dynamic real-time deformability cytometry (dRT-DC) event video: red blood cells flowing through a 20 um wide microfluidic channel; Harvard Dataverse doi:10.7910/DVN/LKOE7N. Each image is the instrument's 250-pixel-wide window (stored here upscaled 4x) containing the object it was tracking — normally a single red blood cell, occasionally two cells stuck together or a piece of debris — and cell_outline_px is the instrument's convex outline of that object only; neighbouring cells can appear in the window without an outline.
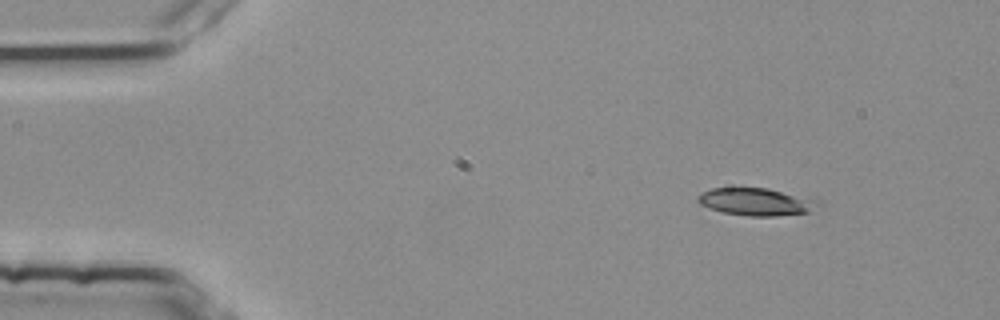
{"species": "common noctule bat (a hibernating species)", "species_latin": "Nyctalus noctula", "temperature_condition": "room temperature", "stored_images_in_passage": 3, "camera_frame_rate_fps": 3000, "um_per_image_px": 0.085, "animal": {"sex": "female", "body_mass_g": 25.1}, "frame": {"image": 1, "passage_image": 1, "time_ms": 0.0, "image_size_px": [1000, 320], "cell_outline_px": [[824, 204], [808, 212], [776, 216], [748, 216], [724, 212], [708, 208], [700, 204], [696, 200], [696, 196], [700, 192], [712, 188], [768, 188], [820, 200]], "centroid_in_image_um": [64.28, 17.15], "position_along_channel_um": 20.7, "area_um2": 19.48}}